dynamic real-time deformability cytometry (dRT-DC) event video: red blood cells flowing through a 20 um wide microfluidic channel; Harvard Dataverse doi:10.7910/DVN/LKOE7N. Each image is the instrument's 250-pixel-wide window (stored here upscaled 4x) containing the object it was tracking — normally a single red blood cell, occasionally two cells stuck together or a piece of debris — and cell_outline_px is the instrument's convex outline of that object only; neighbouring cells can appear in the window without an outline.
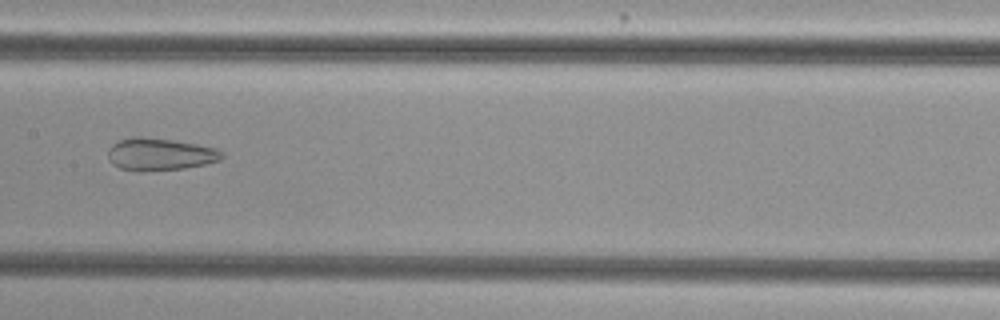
{"species": "common noctule bat (a hibernating species)", "species_latin": "Nyctalus noctula", "temperature_condition": "cold", "stored_images_in_passage": 36, "camera_frame_rate_fps": 3000, "um_per_image_px": 0.085, "animal": {"sex": "female", "body_mass_g": 29.2, "forearm_length_mm": 56.3}, "frame": {"image": 1, "passage_image": 11, "time_ms": 3.333, "image_size_px": [1000, 320], "cell_outline_px": [[224, 156], [220, 160], [204, 164], [184, 168], [140, 172], [136, 172], [120, 168], [112, 164], [108, 160], [108, 148], [112, 144], [120, 140], [132, 136], [140, 136], [172, 140], [196, 144], [216, 148]], "centroid_in_image_um": [13.53, 13.12], "position_along_channel_um": 193.9, "area_um2": 21.56}}
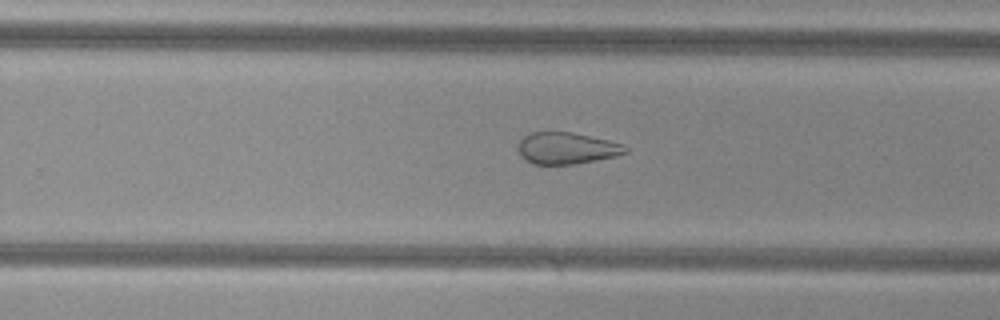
{"frame": {"image": 2, "passage_image": 18, "time_ms": 5.667, "image_size_px": [1000, 320], "cell_outline_px": [[628, 152], [616, 156], [572, 164], [532, 164], [524, 160], [520, 156], [516, 148], [520, 140], [524, 136], [532, 132], [572, 132], [608, 140], [624, 144], [628, 148]], "centroid_in_image_um": [48.13, 12.6], "position_along_channel_um": 281.7, "area_um2": 19.88}}
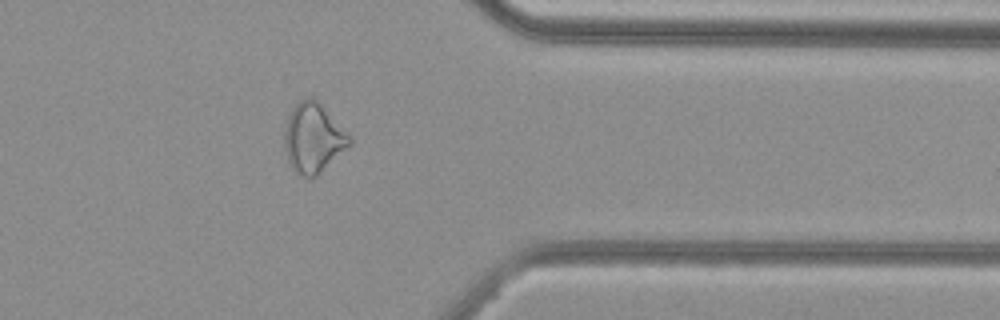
{"frame": {"image": 3, "passage_image": 27, "time_ms": 8.667, "image_size_px": [1000, 320], "cell_outline_px": [[352, 144], [316, 176], [300, 176], [292, 168], [288, 160], [284, 148], [284, 132], [288, 116], [292, 108], [304, 96], [316, 96], [352, 136]], "centroid_in_image_um": [26.65, 11.66], "position_along_channel_um": 384.7, "area_um2": 26.93}, "authors_computed_cell_mechanics": {"area_um2": 23.5535, "velocity_mm_per_s": 3.7728, "shape_relaxation_time_tau1_ms": null, "shape_relaxation_time_tau2_ms": 2.5366, "deformation_change_tau1": null, "deformation_change_tau2": 0.1089}}